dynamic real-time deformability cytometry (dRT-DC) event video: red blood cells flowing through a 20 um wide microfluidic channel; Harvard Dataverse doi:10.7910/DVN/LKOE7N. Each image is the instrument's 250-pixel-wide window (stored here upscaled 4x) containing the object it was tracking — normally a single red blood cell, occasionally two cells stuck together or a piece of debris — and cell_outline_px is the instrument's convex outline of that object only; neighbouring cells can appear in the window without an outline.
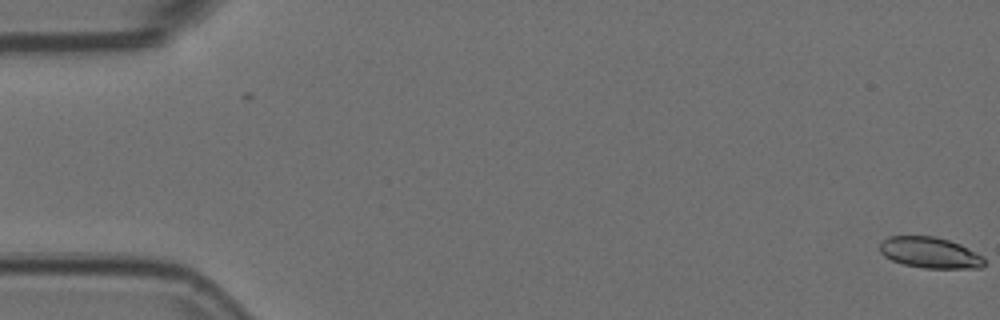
{"species": "Egyptian fruit bat (a non-hibernating species)", "species_latin": "Rousettus aegyptiacus", "temperature_condition": "room temperature", "stored_images_in_passage": 2, "camera_frame_rate_fps": 3000, "um_per_image_px": 0.085, "animal": {"sex": "female"}, "frame": {"image": 1, "passage_image": 2, "time_ms": 0.333, "image_size_px": [1000, 320], "cell_outline_px": [[984, 264], [980, 268], [924, 268], [904, 264], [892, 260], [884, 256], [880, 252], [880, 244], [888, 236], [936, 236], [960, 244], [984, 256]], "centroid_in_image_um": [79.05, 21.47], "position_along_channel_um": 5.9, "area_um2": 18.84}}